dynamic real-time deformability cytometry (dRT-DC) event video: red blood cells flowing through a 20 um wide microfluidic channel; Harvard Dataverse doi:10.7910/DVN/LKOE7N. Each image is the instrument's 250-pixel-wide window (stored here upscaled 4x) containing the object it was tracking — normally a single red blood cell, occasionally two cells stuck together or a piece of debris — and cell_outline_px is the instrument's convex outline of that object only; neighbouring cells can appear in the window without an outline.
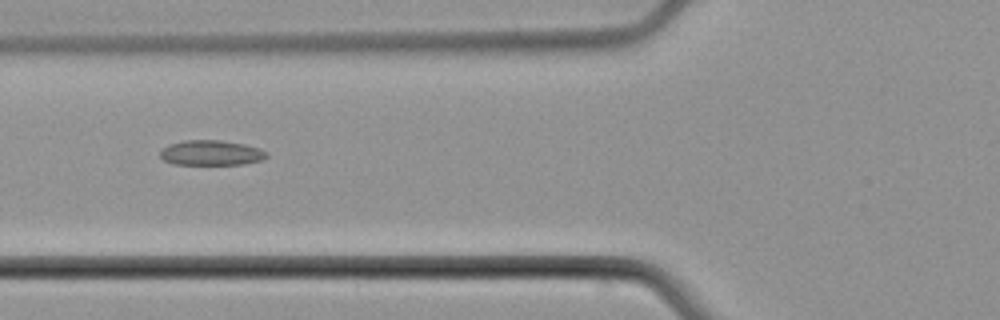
{"species": "common noctule bat (a hibernating species)", "species_latin": "Nyctalus noctula", "temperature_condition": "cold", "stored_images_in_passage": 5, "camera_frame_rate_fps": 3000, "um_per_image_px": 0.085, "animal": {"sex": "male", "body_mass_g": 21.5, "forearm_length_mm": 52.0}, "frame": {"image": 1, "passage_image": 3, "time_ms": 3.333, "image_size_px": [1000, 320], "cell_outline_px": [[268, 156], [260, 160], [244, 164], [172, 164], [164, 160], [160, 156], [160, 152], [168, 144], [184, 140], [220, 140], [244, 144], [260, 148], [268, 152]], "centroid_in_image_um": [17.95, 12.98], "position_along_channel_um": 107.8, "area_um2": 15.55}}
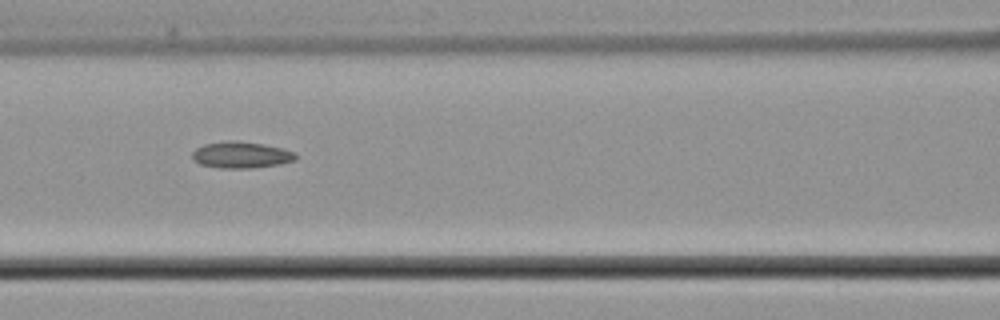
{"frame": {"image": 2, "passage_image": 4, "time_ms": 4.333, "image_size_px": [1000, 320], "cell_outline_px": [[296, 160], [280, 164], [252, 168], [220, 168], [200, 164], [192, 160], [192, 152], [196, 148], [204, 144], [228, 140], [236, 140], [264, 144], [284, 148], [296, 152]], "centroid_in_image_um": [20.5, 13.16], "position_along_channel_um": 146.1, "area_um2": 16.18}}
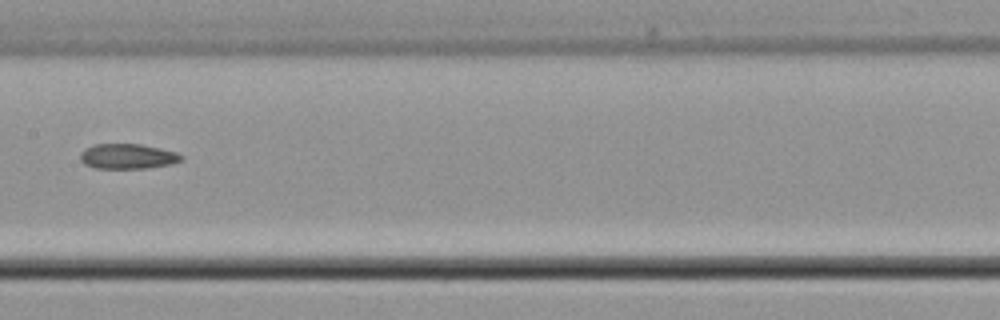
{"frame": {"image": 3, "passage_image": 5, "time_ms": 5.667, "image_size_px": [1000, 320], "cell_outline_px": [[184, 156], [180, 160], [172, 164], [144, 168], [96, 168], [84, 164], [80, 160], [80, 152], [84, 148], [92, 144], [140, 144], [160, 148], [176, 152]], "centroid_in_image_um": [10.81, 13.28], "position_along_channel_um": 196.6, "area_um2": 14.8}}